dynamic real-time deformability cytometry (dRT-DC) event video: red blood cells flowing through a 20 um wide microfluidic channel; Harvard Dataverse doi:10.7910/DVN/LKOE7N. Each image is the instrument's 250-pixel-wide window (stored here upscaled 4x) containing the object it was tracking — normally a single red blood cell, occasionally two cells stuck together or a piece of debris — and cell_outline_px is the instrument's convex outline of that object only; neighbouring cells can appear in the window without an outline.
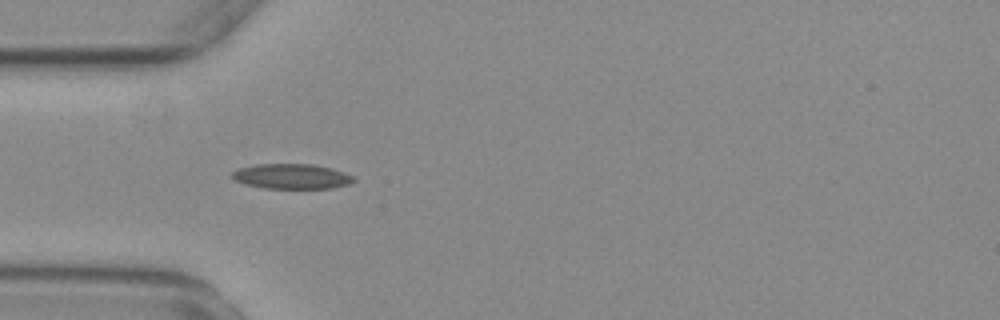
{"species": "common noctule bat (a hibernating species)", "species_latin": "Nyctalus noctula", "temperature_condition": "warm", "stored_images_in_passage": 17, "camera_frame_rate_fps": 3000, "um_per_image_px": 0.085, "animal": {"sex": "female", "body_mass_g": 29.2, "forearm_length_mm": 56.3}, "frame": {"image": 1, "passage_image": 1, "time_ms": 0.0, "image_size_px": [1000, 320], "cell_outline_px": [[356, 180], [348, 184], [332, 188], [264, 188], [244, 184], [236, 180], [232, 176], [232, 172], [240, 168], [256, 164], [312, 164], [332, 168], [344, 172], [352, 176]], "centroid_in_image_um": [24.8, 14.99], "position_along_channel_um": 60.2, "area_um2": 17.63}}
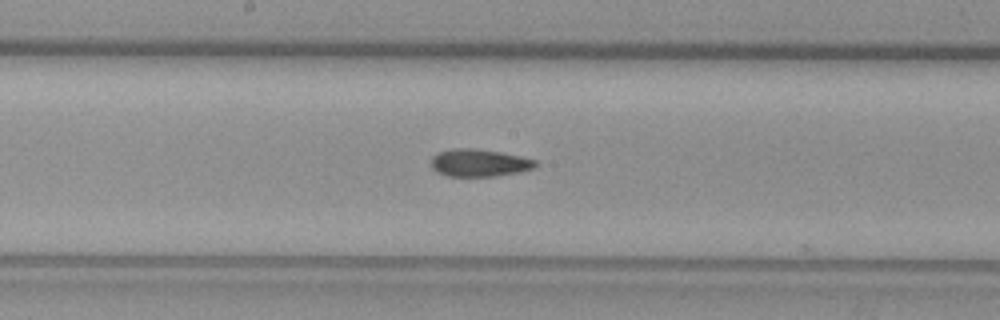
{"frame": {"image": 2, "passage_image": 13, "time_ms": 4.0, "image_size_px": [1000, 320], "cell_outline_px": [[540, 164], [536, 168], [520, 172], [496, 176], [448, 176], [436, 172], [432, 168], [432, 156], [440, 152], [452, 148], [472, 148], [500, 152], [520, 156], [536, 160]], "centroid_in_image_um": [40.77, 13.85], "position_along_channel_um": 207.4, "area_um2": 16.82}}
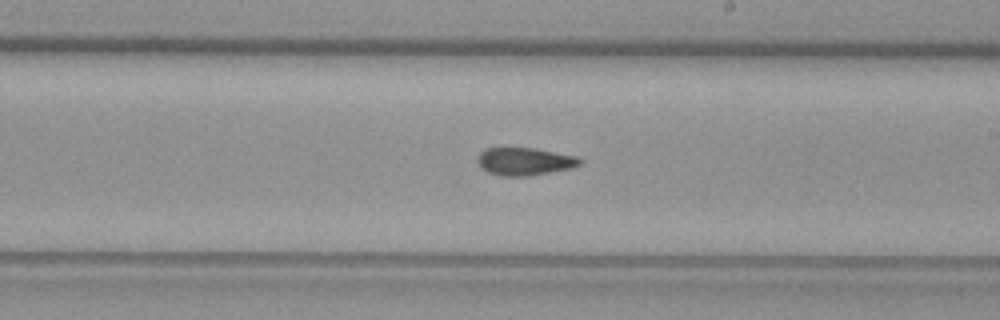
{"frame": {"image": 3, "passage_image": 16, "time_ms": 5.0, "image_size_px": [1000, 320], "cell_outline_px": [[584, 160], [580, 164], [572, 168], [528, 176], [500, 176], [488, 172], [480, 168], [476, 164], [476, 156], [484, 148], [532, 148], [576, 156]], "centroid_in_image_um": [44.53, 13.73], "position_along_channel_um": 244.5, "area_um2": 16.7}}